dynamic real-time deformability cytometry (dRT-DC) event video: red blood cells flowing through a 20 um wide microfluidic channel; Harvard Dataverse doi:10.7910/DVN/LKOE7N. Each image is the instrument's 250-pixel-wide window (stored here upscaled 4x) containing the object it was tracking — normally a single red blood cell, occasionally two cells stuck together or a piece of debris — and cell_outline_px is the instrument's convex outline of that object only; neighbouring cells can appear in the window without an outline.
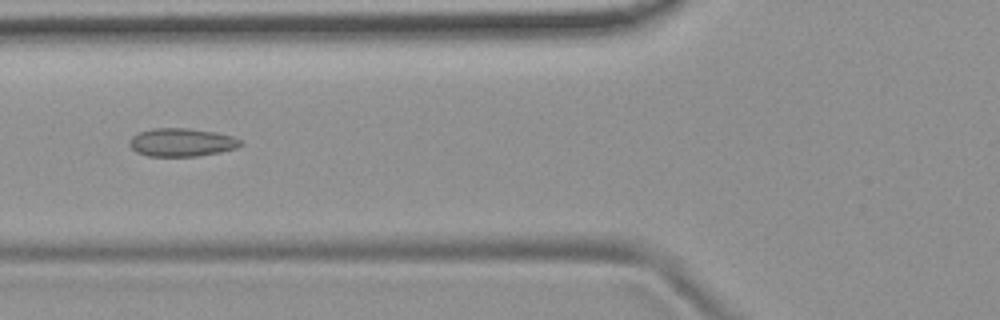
{"species": "common noctule bat (a hibernating species)", "species_latin": "Nyctalus noctula", "temperature_condition": "room temperature", "stored_images_in_passage": 54, "camera_frame_rate_fps": 3000, "um_per_image_px": 0.085, "animal": {"sex": "female", "body_mass_g": 19.9}, "frame": {"image": 1, "passage_image": 21, "time_ms": 6.667, "image_size_px": [1000, 320], "cell_outline_px": [[244, 144], [236, 148], [220, 152], [196, 156], [148, 156], [136, 152], [128, 144], [132, 136], [140, 132], [152, 128], [188, 128], [216, 132], [232, 136], [240, 140]], "centroid_in_image_um": [15.44, 12.1], "position_along_channel_um": 110.4, "area_um2": 18.26}}
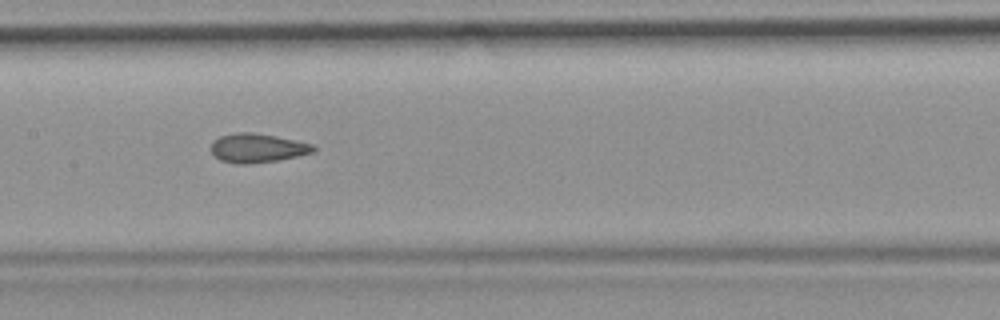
{"frame": {"image": 2, "passage_image": 27, "time_ms": 8.667, "image_size_px": [1000, 320], "cell_outline_px": [[316, 152], [280, 160], [244, 164], [236, 164], [220, 160], [212, 152], [212, 140], [220, 136], [236, 132], [252, 132], [276, 136], [316, 144]], "centroid_in_image_um": [21.93, 12.58], "position_along_channel_um": 185.5, "area_um2": 17.51}}
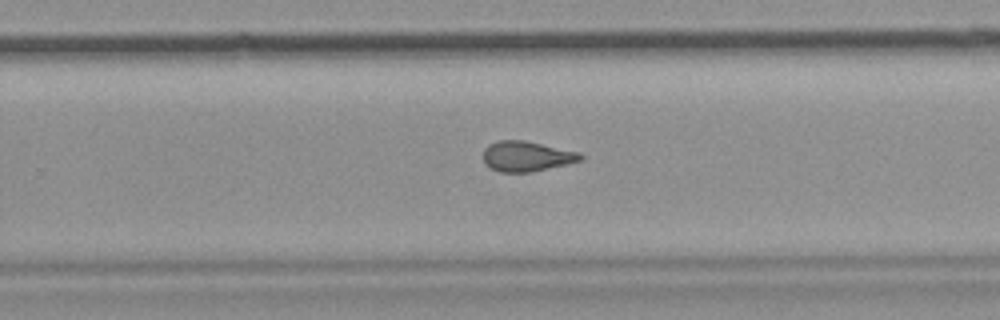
{"frame": {"image": 3, "passage_image": 35, "time_ms": 11.333, "image_size_px": [1000, 320], "cell_outline_px": [[584, 160], [528, 172], [500, 172], [492, 168], [484, 160], [484, 148], [488, 144], [496, 140], [524, 140], [580, 152], [584, 156]], "centroid_in_image_um": [44.78, 13.26], "position_along_channel_um": 285.0, "area_um2": 16.99}, "authors_computed_cell_mechanics": {"area_um2": 17.9469, "velocity_mm_per_s": 3.7607, "shape_relaxation_time_tau1_ms": null, "shape_relaxation_time_tau2_ms": 1.89, "deformation_change_tau1": null, "deformation_change_tau2": 0.0928}}